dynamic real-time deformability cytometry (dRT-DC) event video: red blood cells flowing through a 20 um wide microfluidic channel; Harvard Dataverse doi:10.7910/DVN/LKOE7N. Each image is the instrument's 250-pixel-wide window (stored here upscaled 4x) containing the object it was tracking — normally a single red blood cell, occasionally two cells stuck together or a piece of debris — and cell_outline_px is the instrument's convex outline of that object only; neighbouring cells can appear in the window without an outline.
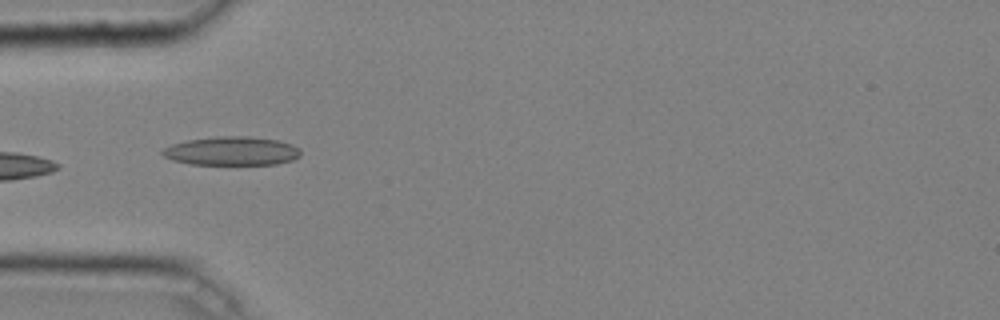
{"species": "common noctule bat (a hibernating species)", "species_latin": "Nyctalus noctula", "temperature_condition": "cold", "stored_images_in_passage": 25, "camera_frame_rate_fps": 3000, "um_per_image_px": 0.085, "animal": {"sex": "male", "body_mass_g": 20.4}, "frame": {"image": 1, "passage_image": 4, "time_ms": 1.0, "image_size_px": [1000, 320], "cell_outline_px": [[300, 156], [292, 160], [276, 164], [192, 164], [172, 160], [164, 156], [160, 152], [164, 148], [172, 144], [188, 140], [216, 136], [244, 136], [276, 140], [292, 144], [300, 148]], "centroid_in_image_um": [19.7, 12.83], "position_along_channel_um": 65.3, "area_um2": 23.0}}